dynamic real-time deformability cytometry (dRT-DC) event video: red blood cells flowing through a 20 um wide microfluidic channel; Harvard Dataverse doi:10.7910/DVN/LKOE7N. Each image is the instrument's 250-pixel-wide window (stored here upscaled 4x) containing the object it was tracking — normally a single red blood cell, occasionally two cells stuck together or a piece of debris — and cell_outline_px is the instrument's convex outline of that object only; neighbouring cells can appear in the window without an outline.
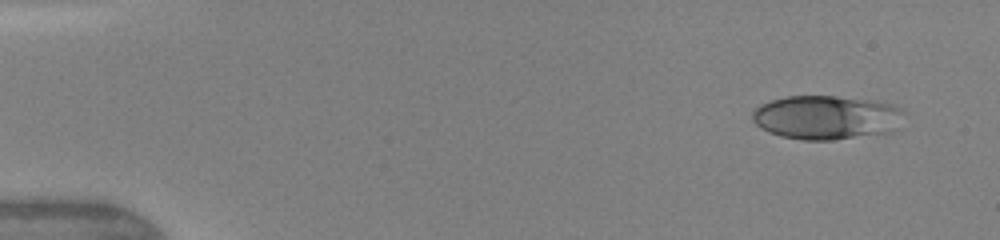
{"species": "human", "species_latin": "Homo sapiens", "temperature_condition": "warm", "stored_images_in_passage": 6, "segment_of_instrument_passage": [1, 2], "camera_frame_rate_fps": 3000, "um_per_image_px": 0.085, "donor": {"sex": "female"}, "frame": {"image": 1, "passage_image": 1, "time_ms": 0.0, "image_size_px": [1000, 240], "cell_outline_px": [[908, 112], [892, 132], [832, 140], [804, 140], [780, 136], [768, 132], [760, 128], [752, 120], [752, 112], [760, 104], [784, 96], [836, 96], [872, 100], [892, 104], [904, 108]], "centroid_in_image_um": [70.27, 9.97], "position_along_channel_um": 14.7, "area_um2": 39.36}}
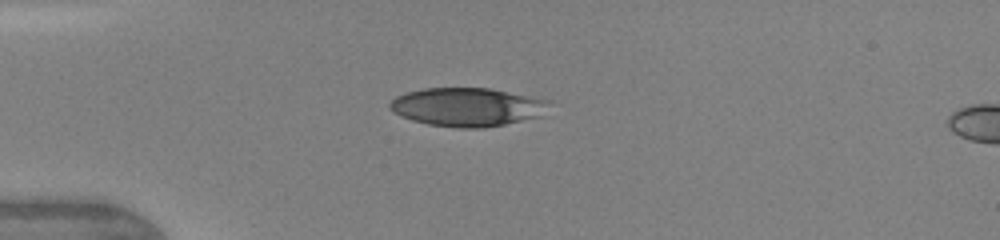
{"frame": {"image": 2, "passage_image": 5, "time_ms": 3.0, "image_size_px": [1000, 240], "cell_outline_px": [[552, 100], [540, 116], [504, 124], [484, 128], [460, 128], [428, 124], [412, 120], [400, 116], [392, 112], [388, 108], [388, 104], [396, 96], [408, 92], [424, 88], [488, 88]], "centroid_in_image_um": [39.68, 9.09], "position_along_channel_um": 45.3, "area_um2": 35.72}}